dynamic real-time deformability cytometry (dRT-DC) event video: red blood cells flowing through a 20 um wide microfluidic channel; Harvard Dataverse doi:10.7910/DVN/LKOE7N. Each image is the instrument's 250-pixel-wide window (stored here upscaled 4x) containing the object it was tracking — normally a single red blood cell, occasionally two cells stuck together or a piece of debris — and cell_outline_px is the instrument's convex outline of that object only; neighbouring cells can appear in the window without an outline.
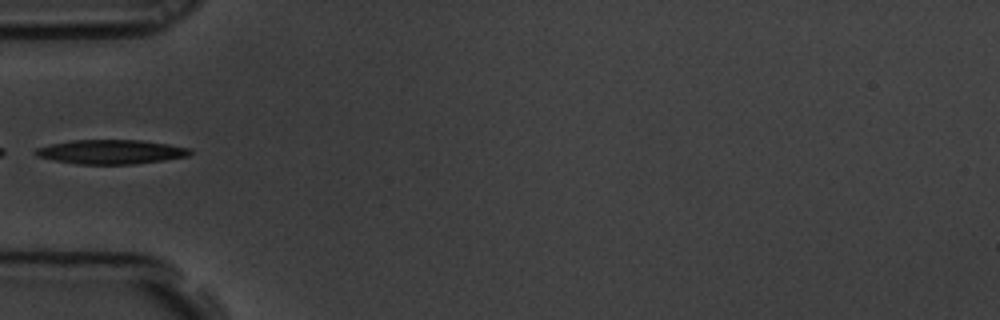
{"species": "common noctule bat (a hibernating species)", "species_latin": "Nyctalus noctula", "temperature_condition": "room temperature", "stored_images_in_passage": 5, "camera_frame_rate_fps": 3000, "um_per_image_px": 0.085, "animal": {"sex": "male", "body_mass_g": 19.5, "forearm_length_mm": 54.6}, "frame": {"image": 1, "passage_image": 5, "time_ms": 1.333, "image_size_px": [1000, 320], "cell_outline_px": [[192, 152], [188, 156], [164, 160], [132, 164], [76, 164], [52, 160], [36, 156], [32, 152], [36, 148], [52, 144], [72, 140], [140, 140], [168, 144], [188, 148]], "centroid_in_image_um": [9.38, 12.91], "position_along_channel_um": 75.6, "area_um2": 21.79}}